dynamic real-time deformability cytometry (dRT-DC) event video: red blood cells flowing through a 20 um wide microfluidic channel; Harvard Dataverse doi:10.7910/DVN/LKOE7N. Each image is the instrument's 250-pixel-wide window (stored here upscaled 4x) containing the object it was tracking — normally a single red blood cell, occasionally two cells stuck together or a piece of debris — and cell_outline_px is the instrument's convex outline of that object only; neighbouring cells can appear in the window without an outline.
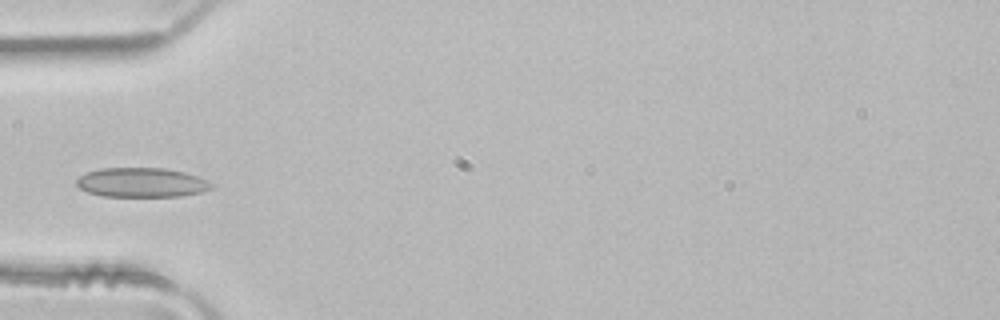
{"species": "common noctule bat (a hibernating species)", "species_latin": "Nyctalus noctula", "temperature_condition": "room temperature", "stored_images_in_passage": 2, "camera_frame_rate_fps": 3000, "um_per_image_px": 0.085, "animal": {"sex": "male", "body_mass_g": 21.5, "forearm_length_mm": 52.0}, "frame": {"image": 1, "passage_image": 2, "time_ms": 0.333, "image_size_px": [1000, 320], "cell_outline_px": [[212, 188], [200, 192], [180, 196], [100, 196], [88, 192], [80, 188], [76, 184], [76, 180], [80, 176], [88, 172], [100, 168], [164, 168], [184, 172], [208, 180], [212, 184]], "centroid_in_image_um": [12.02, 15.51], "position_along_channel_um": 73.0, "area_um2": 23.0}}